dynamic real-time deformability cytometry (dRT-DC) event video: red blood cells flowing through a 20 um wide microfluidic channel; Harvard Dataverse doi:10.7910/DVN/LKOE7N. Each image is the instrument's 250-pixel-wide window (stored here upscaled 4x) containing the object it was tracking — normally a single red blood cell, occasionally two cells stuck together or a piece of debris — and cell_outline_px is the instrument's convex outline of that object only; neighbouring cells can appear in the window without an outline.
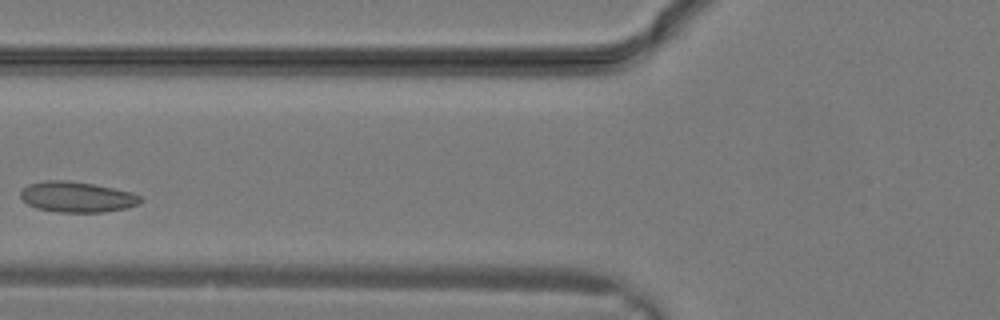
{"species": "common noctule bat (a hibernating species)", "species_latin": "Nyctalus noctula", "temperature_condition": "warm", "stored_images_in_passage": 6, "camera_frame_rate_fps": 3000, "um_per_image_px": 0.085, "animal": {"sex": "male", "body_mass_g": 19.2, "forearm_length_mm": 51.8}, "frame": {"image": 1, "passage_image": 5, "time_ms": 1.333, "image_size_px": [1000, 320], "cell_outline_px": [[144, 200], [140, 204], [128, 208], [104, 212], [56, 212], [36, 208], [28, 204], [20, 196], [20, 192], [28, 184], [44, 180], [68, 180], [92, 184], [112, 188], [128, 192], [140, 196]], "centroid_in_image_um": [6.54, 16.75], "position_along_channel_um": 119.3, "area_um2": 21.39}}